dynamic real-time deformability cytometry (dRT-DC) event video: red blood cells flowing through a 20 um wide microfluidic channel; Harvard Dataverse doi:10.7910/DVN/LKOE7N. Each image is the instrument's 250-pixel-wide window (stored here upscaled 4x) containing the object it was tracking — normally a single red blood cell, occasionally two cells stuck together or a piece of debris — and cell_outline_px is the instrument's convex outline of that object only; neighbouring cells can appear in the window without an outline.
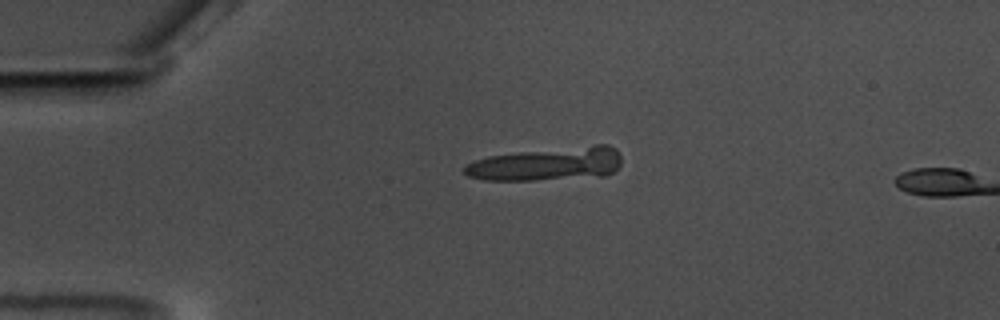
{"species": "common noctule bat (a hibernating species)", "species_latin": "Nyctalus noctula", "temperature_condition": "warm", "stored_images_in_passage": 4, "camera_frame_rate_fps": 3000, "um_per_image_px": 0.085, "animal": {"sex": "male", "body_mass_g": 17.5, "forearm_length_mm": 52.3}, "frame": {"image": 1, "passage_image": 3, "time_ms": 0.667, "image_size_px": [1000, 320], "cell_outline_px": [[620, 164], [612, 172], [604, 176], [536, 180], [484, 180], [468, 176], [464, 172], [464, 164], [488, 156], [520, 152], [596, 144], [608, 144], [616, 148], [620, 156]], "centroid_in_image_um": [46.51, 13.94], "position_along_channel_um": 38.5, "area_um2": 30.52}}